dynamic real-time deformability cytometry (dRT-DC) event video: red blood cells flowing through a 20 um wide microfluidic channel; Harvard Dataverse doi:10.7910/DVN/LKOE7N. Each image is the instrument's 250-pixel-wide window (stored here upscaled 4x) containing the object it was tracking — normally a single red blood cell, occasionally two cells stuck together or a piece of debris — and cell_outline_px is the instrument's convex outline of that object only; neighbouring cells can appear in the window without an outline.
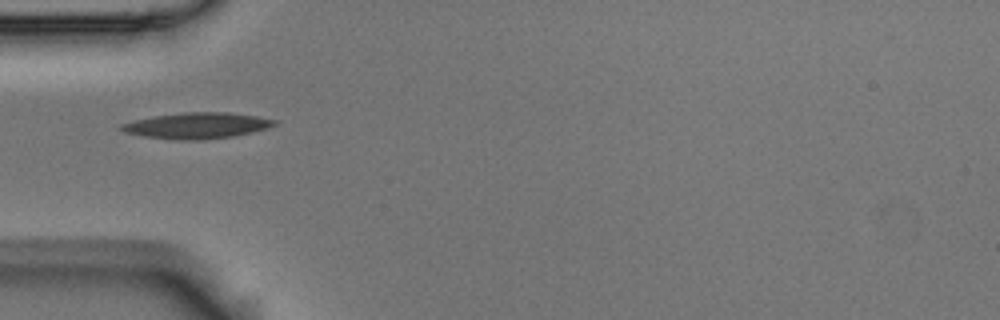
{"species": "Egyptian fruit bat (a non-hibernating species)", "species_latin": "Rousettus aegyptiacus", "temperature_condition": "room temperature", "stored_images_in_passage": 12, "camera_frame_rate_fps": 3000, "um_per_image_px": 0.085, "animal": {"sex": "male"}, "frame": {"image": 1, "passage_image": 3, "time_ms": 0.667, "image_size_px": [1000, 320], "cell_outline_px": [[276, 124], [268, 128], [252, 132], [232, 136], [200, 140], [172, 140], [144, 136], [124, 132], [120, 128], [120, 124], [132, 120], [152, 116], [184, 112], [228, 112], [256, 116], [276, 120]], "centroid_in_image_um": [16.7, 10.67], "position_along_channel_um": 68.3, "area_um2": 23.24}}
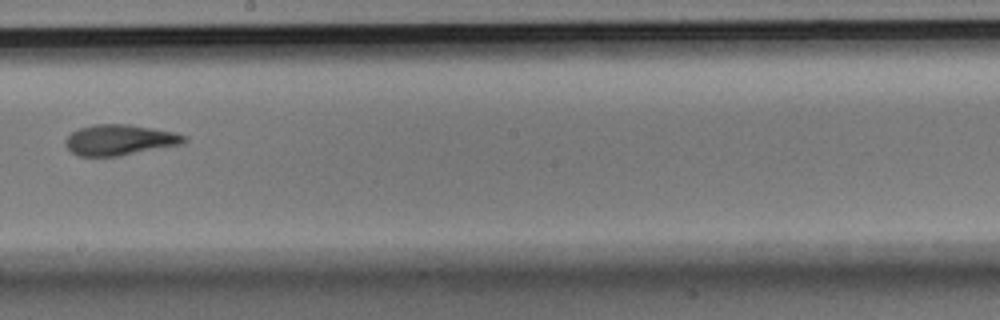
{"frame": {"image": 2, "passage_image": 7, "time_ms": 2.0, "image_size_px": [1000, 320], "cell_outline_px": [[188, 140], [184, 144], [120, 156], [80, 156], [72, 152], [64, 144], [64, 140], [72, 132], [80, 128], [92, 124], [128, 124], [176, 132], [188, 136]], "centroid_in_image_um": [10.22, 11.89], "position_along_channel_um": 238.0, "area_um2": 21.44}}
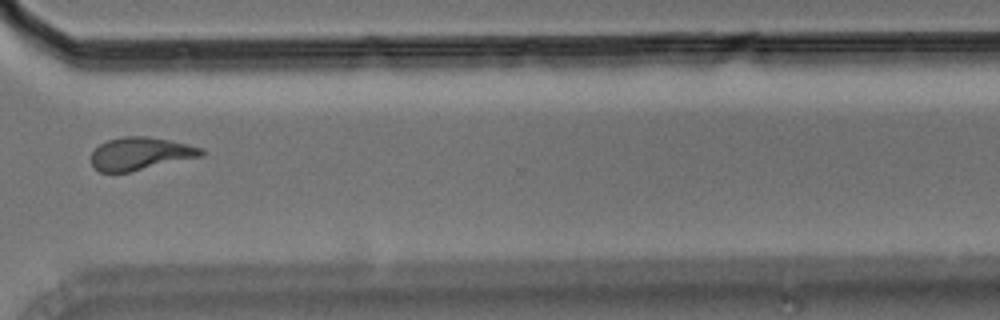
{"frame": {"image": 3, "passage_image": 10, "time_ms": 3.0, "image_size_px": [1000, 320], "cell_outline_px": [[204, 156], [128, 172], [100, 172], [92, 164], [92, 152], [100, 144], [108, 140], [124, 136], [144, 136], [168, 140], [188, 144], [204, 148]], "centroid_in_image_um": [11.97, 13.06], "position_along_channel_um": 358.6, "area_um2": 20.87}}